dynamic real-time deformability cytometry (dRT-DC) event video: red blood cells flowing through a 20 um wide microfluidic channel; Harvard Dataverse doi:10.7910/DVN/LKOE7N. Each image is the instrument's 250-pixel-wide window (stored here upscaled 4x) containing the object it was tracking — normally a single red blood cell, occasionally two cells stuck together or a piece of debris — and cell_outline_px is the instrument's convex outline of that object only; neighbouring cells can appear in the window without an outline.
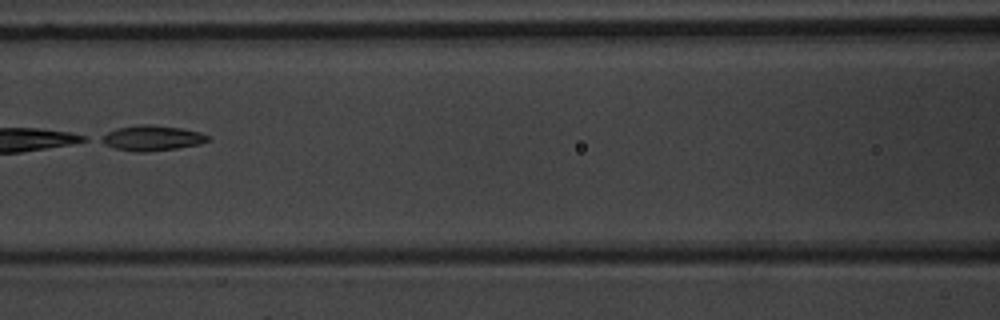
{"species": "common noctule bat (a hibernating species)", "species_latin": "Nyctalus noctula", "temperature_condition": "warm", "stored_images_in_passage": 8, "camera_frame_rate_fps": 3000, "um_per_image_px": 0.085, "animal": {"sex": "male", "body_mass_g": 20.1, "forearm_length_mm": 53.5}, "frame": {"image": 1, "passage_image": 8, "time_ms": 9.333, "image_size_px": [1000, 320], "cell_outline_px": [[212, 140], [200, 144], [176, 148], [148, 152], [136, 152], [112, 148], [96, 140], [100, 136], [108, 132], [120, 128], [140, 124], [152, 124], [180, 128], [200, 132], [208, 136]], "centroid_in_image_um": [12.89, 11.74], "position_along_channel_um": 153.7, "area_um2": 15.84}}